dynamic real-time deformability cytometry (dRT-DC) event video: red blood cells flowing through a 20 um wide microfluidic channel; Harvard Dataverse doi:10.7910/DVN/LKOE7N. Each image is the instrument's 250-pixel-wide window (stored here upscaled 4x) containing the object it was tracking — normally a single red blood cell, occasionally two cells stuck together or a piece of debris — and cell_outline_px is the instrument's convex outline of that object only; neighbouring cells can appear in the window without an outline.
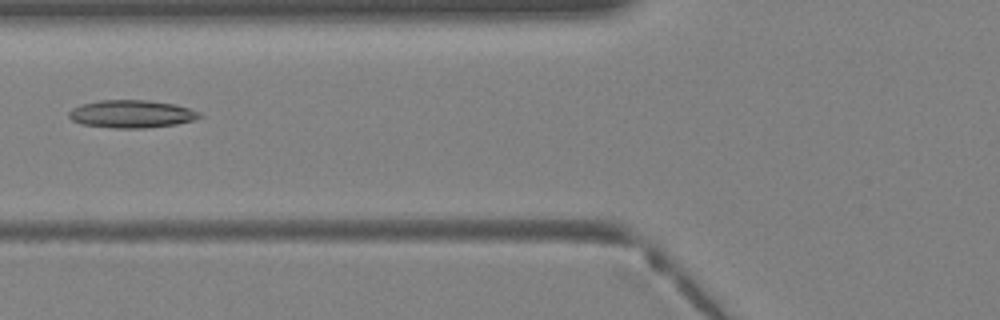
{"species": "Egyptian fruit bat (a non-hibernating species)", "species_latin": "Rousettus aegyptiacus", "temperature_condition": "warm", "stored_images_in_passage": 40, "camera_frame_rate_fps": 3000, "um_per_image_px": 0.085, "animal": {"sex": "female"}, "frame": {"image": 1, "passage_image": 16, "time_ms": 5.0, "image_size_px": [1000, 320], "cell_outline_px": [[200, 116], [196, 120], [176, 124], [144, 128], [112, 128], [80, 124], [72, 120], [68, 116], [68, 112], [72, 108], [84, 104], [100, 100], [148, 100], [176, 104], [188, 108], [196, 112]], "centroid_in_image_um": [11.15, 9.69], "position_along_channel_um": 114.7, "area_um2": 21.04}}
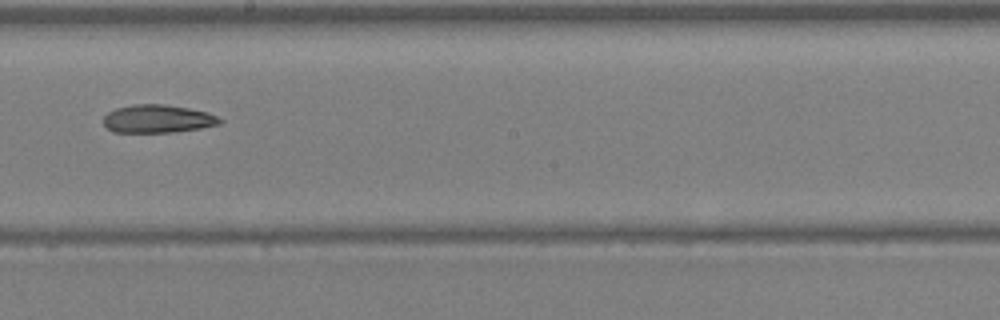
{"frame": {"image": 2, "passage_image": 23, "time_ms": 7.333, "image_size_px": [1000, 320], "cell_outline_px": [[224, 120], [220, 124], [200, 128], [172, 132], [112, 132], [104, 124], [104, 116], [108, 112], [116, 108], [132, 104], [164, 104], [188, 108], [208, 112]], "centroid_in_image_um": [13.41, 10.09], "position_along_channel_um": 234.8, "area_um2": 19.02}}
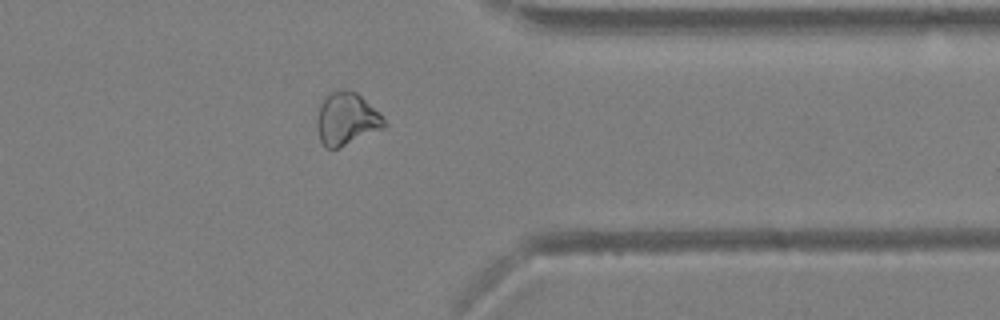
{"frame": {"image": 3, "passage_image": 32, "time_ms": 10.333, "image_size_px": [1000, 320], "cell_outline_px": [[388, 124], [384, 128], [336, 148], [328, 148], [320, 140], [316, 124], [316, 120], [320, 104], [324, 96], [328, 92], [344, 88], [348, 88], [356, 92], [384, 116]], "centroid_in_image_um": [29.46, 10.05], "position_along_channel_um": 381.9, "area_um2": 20.69}}